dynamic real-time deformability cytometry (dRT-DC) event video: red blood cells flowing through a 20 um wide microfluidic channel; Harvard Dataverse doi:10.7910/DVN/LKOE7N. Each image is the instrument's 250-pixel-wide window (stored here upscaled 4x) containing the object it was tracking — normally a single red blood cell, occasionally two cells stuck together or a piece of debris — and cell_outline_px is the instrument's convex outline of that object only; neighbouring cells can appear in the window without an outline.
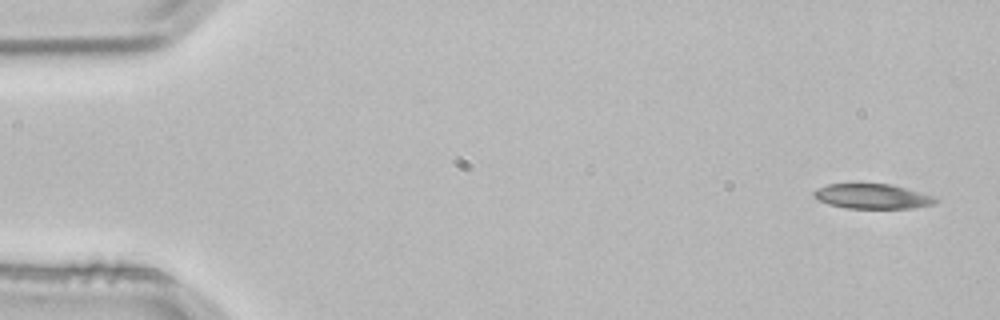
{"species": "common noctule bat (a hibernating species)", "species_latin": "Nyctalus noctula", "temperature_condition": "room temperature", "stored_images_in_passage": 4, "camera_frame_rate_fps": 3000, "um_per_image_px": 0.085, "animal": {"sex": "male", "body_mass_g": 21.5, "forearm_length_mm": 52.0}, "frame": {"image": 1, "passage_image": 1, "time_ms": 0.0, "image_size_px": [1000, 320], "cell_outline_px": [[936, 204], [912, 208], [844, 208], [828, 204], [816, 200], [812, 192], [816, 188], [828, 184], [892, 184], [932, 196], [936, 200]], "centroid_in_image_um": [74.08, 16.69], "position_along_channel_um": 10.9, "area_um2": 17.57}}